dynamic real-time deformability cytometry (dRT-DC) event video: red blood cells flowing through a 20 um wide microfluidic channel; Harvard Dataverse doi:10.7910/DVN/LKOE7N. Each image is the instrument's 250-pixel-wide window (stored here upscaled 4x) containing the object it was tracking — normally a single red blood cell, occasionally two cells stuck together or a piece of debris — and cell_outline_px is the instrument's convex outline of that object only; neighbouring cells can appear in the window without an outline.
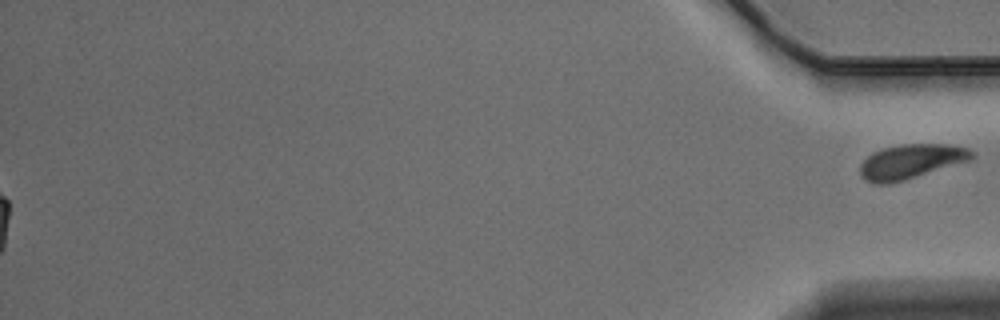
{"species": "Egyptian fruit bat (a non-hibernating species)", "species_latin": "Rousettus aegyptiacus", "temperature_condition": "warm", "stored_images_in_passage": 48, "segment_of_instrument_passage": [2, 2], "camera_frame_rate_fps": 3000, "um_per_image_px": 0.085, "animal": {"sex": "male"}, "frame": {"image": 1, "passage_image": 48, "time_ms": 15.667, "image_size_px": [1000, 320], "cell_outline_px": [[972, 160], [904, 180], [888, 184], [876, 184], [864, 180], [860, 176], [860, 164], [872, 152], [884, 148], [900, 144], [948, 144], [968, 148], [972, 152]], "centroid_in_image_um": [77.41, 13.73], "position_along_channel_um": 357.8, "area_um2": 22.48}}